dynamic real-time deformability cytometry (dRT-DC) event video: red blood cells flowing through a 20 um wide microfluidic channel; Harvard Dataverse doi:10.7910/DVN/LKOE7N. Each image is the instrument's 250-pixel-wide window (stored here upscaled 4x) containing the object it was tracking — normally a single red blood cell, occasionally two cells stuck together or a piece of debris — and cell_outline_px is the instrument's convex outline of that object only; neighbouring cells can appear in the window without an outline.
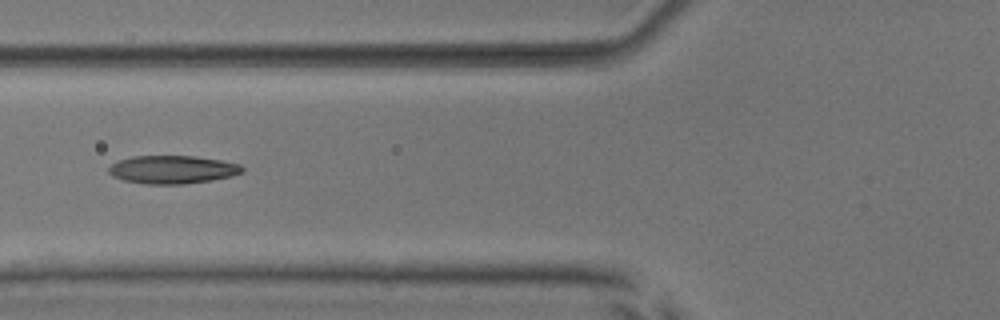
{"species": "common noctule bat (a hibernating species)", "species_latin": "Nyctalus noctula", "temperature_condition": "room temperature", "stored_images_in_passage": 12, "camera_frame_rate_fps": 3000, "um_per_image_px": 0.085, "animal": {"sex": "male", "body_mass_g": 17.9, "forearm_length_mm": 54.2}, "frame": {"image": 1, "passage_image": 6, "time_ms": 1.667, "image_size_px": [1000, 320], "cell_outline_px": [[244, 172], [232, 176], [212, 180], [184, 184], [148, 184], [124, 180], [112, 176], [108, 172], [108, 168], [112, 164], [120, 160], [132, 156], [196, 156], [220, 160], [240, 164], [244, 168]], "centroid_in_image_um": [14.68, 14.41], "position_along_channel_um": 111.1, "area_um2": 21.91}}
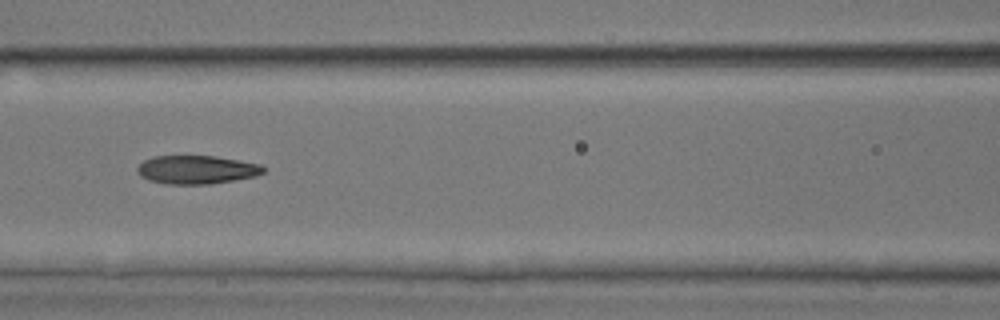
{"frame": {"image": 2, "passage_image": 9, "time_ms": 2.667, "image_size_px": [1000, 320], "cell_outline_px": [[264, 172], [256, 176], [208, 184], [168, 184], [148, 180], [140, 176], [136, 172], [136, 168], [144, 160], [152, 156], [212, 156], [260, 164], [264, 168]], "centroid_in_image_um": [16.65, 14.42], "position_along_channel_um": 149.9, "area_um2": 20.75}}